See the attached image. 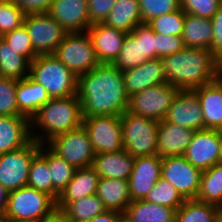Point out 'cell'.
<instances>
[{"instance_id":"6da1fadb","label":"cell","mask_w":222,"mask_h":222,"mask_svg":"<svg viewBox=\"0 0 222 222\" xmlns=\"http://www.w3.org/2000/svg\"><path fill=\"white\" fill-rule=\"evenodd\" d=\"M77 95L83 117L121 116L128 109L123 74L113 64L100 63L79 76Z\"/></svg>"},{"instance_id":"7a4b0ae2","label":"cell","mask_w":222,"mask_h":222,"mask_svg":"<svg viewBox=\"0 0 222 222\" xmlns=\"http://www.w3.org/2000/svg\"><path fill=\"white\" fill-rule=\"evenodd\" d=\"M160 61L167 83L179 90H194L217 78L218 59L210 49L185 47Z\"/></svg>"},{"instance_id":"3957f363","label":"cell","mask_w":222,"mask_h":222,"mask_svg":"<svg viewBox=\"0 0 222 222\" xmlns=\"http://www.w3.org/2000/svg\"><path fill=\"white\" fill-rule=\"evenodd\" d=\"M30 125L32 139L40 144L81 127L83 116L78 95L50 99L30 118Z\"/></svg>"},{"instance_id":"277c9868","label":"cell","mask_w":222,"mask_h":222,"mask_svg":"<svg viewBox=\"0 0 222 222\" xmlns=\"http://www.w3.org/2000/svg\"><path fill=\"white\" fill-rule=\"evenodd\" d=\"M29 76L47 90L50 99L77 94L78 77L54 54L37 56L30 63Z\"/></svg>"},{"instance_id":"5b68a950","label":"cell","mask_w":222,"mask_h":222,"mask_svg":"<svg viewBox=\"0 0 222 222\" xmlns=\"http://www.w3.org/2000/svg\"><path fill=\"white\" fill-rule=\"evenodd\" d=\"M56 201L29 186L8 192L4 216L14 221L42 222L54 209Z\"/></svg>"},{"instance_id":"8992f818","label":"cell","mask_w":222,"mask_h":222,"mask_svg":"<svg viewBox=\"0 0 222 222\" xmlns=\"http://www.w3.org/2000/svg\"><path fill=\"white\" fill-rule=\"evenodd\" d=\"M124 149L133 157L155 155L158 120L126 111L120 116Z\"/></svg>"},{"instance_id":"52a82bcc","label":"cell","mask_w":222,"mask_h":222,"mask_svg":"<svg viewBox=\"0 0 222 222\" xmlns=\"http://www.w3.org/2000/svg\"><path fill=\"white\" fill-rule=\"evenodd\" d=\"M54 55L76 77L88 73L100 64L87 31L66 33Z\"/></svg>"},{"instance_id":"ba28073f","label":"cell","mask_w":222,"mask_h":222,"mask_svg":"<svg viewBox=\"0 0 222 222\" xmlns=\"http://www.w3.org/2000/svg\"><path fill=\"white\" fill-rule=\"evenodd\" d=\"M46 146L76 169L93 164L95 153L88 132L83 125L75 130L57 135Z\"/></svg>"},{"instance_id":"9c48e42d","label":"cell","mask_w":222,"mask_h":222,"mask_svg":"<svg viewBox=\"0 0 222 222\" xmlns=\"http://www.w3.org/2000/svg\"><path fill=\"white\" fill-rule=\"evenodd\" d=\"M40 143L32 140L23 148L0 154V183L7 192L27 186L31 161Z\"/></svg>"},{"instance_id":"30bf717a","label":"cell","mask_w":222,"mask_h":222,"mask_svg":"<svg viewBox=\"0 0 222 222\" xmlns=\"http://www.w3.org/2000/svg\"><path fill=\"white\" fill-rule=\"evenodd\" d=\"M179 91L169 83L149 87L129 97L127 111L162 121Z\"/></svg>"},{"instance_id":"8fae6325","label":"cell","mask_w":222,"mask_h":222,"mask_svg":"<svg viewBox=\"0 0 222 222\" xmlns=\"http://www.w3.org/2000/svg\"><path fill=\"white\" fill-rule=\"evenodd\" d=\"M24 25L38 56L54 54L66 35V31L48 13L26 14Z\"/></svg>"},{"instance_id":"7c38bea8","label":"cell","mask_w":222,"mask_h":222,"mask_svg":"<svg viewBox=\"0 0 222 222\" xmlns=\"http://www.w3.org/2000/svg\"><path fill=\"white\" fill-rule=\"evenodd\" d=\"M95 154L118 152L124 149L120 116L83 117Z\"/></svg>"},{"instance_id":"4fadbf2b","label":"cell","mask_w":222,"mask_h":222,"mask_svg":"<svg viewBox=\"0 0 222 222\" xmlns=\"http://www.w3.org/2000/svg\"><path fill=\"white\" fill-rule=\"evenodd\" d=\"M161 177L169 181L184 199H196L202 171L194 167L184 156L161 158Z\"/></svg>"},{"instance_id":"5bb4252c","label":"cell","mask_w":222,"mask_h":222,"mask_svg":"<svg viewBox=\"0 0 222 222\" xmlns=\"http://www.w3.org/2000/svg\"><path fill=\"white\" fill-rule=\"evenodd\" d=\"M184 157L201 171L220 163V130L195 131Z\"/></svg>"},{"instance_id":"9a60e30c","label":"cell","mask_w":222,"mask_h":222,"mask_svg":"<svg viewBox=\"0 0 222 222\" xmlns=\"http://www.w3.org/2000/svg\"><path fill=\"white\" fill-rule=\"evenodd\" d=\"M163 120L194 131L204 130L203 113L196 92L180 90Z\"/></svg>"},{"instance_id":"2e32d148","label":"cell","mask_w":222,"mask_h":222,"mask_svg":"<svg viewBox=\"0 0 222 222\" xmlns=\"http://www.w3.org/2000/svg\"><path fill=\"white\" fill-rule=\"evenodd\" d=\"M161 171V157L157 154L135 157L133 169L128 179L131 200H144L148 192L161 178Z\"/></svg>"},{"instance_id":"e0dca14e","label":"cell","mask_w":222,"mask_h":222,"mask_svg":"<svg viewBox=\"0 0 222 222\" xmlns=\"http://www.w3.org/2000/svg\"><path fill=\"white\" fill-rule=\"evenodd\" d=\"M47 13L66 33L85 32L92 25L89 20L87 0H52Z\"/></svg>"},{"instance_id":"ac0fdd59","label":"cell","mask_w":222,"mask_h":222,"mask_svg":"<svg viewBox=\"0 0 222 222\" xmlns=\"http://www.w3.org/2000/svg\"><path fill=\"white\" fill-rule=\"evenodd\" d=\"M194 132L172 122L159 121L156 154L161 158L184 156Z\"/></svg>"},{"instance_id":"d6986e66","label":"cell","mask_w":222,"mask_h":222,"mask_svg":"<svg viewBox=\"0 0 222 222\" xmlns=\"http://www.w3.org/2000/svg\"><path fill=\"white\" fill-rule=\"evenodd\" d=\"M87 32L99 62L112 64L121 51L127 33L104 23L92 24Z\"/></svg>"},{"instance_id":"ffe728a7","label":"cell","mask_w":222,"mask_h":222,"mask_svg":"<svg viewBox=\"0 0 222 222\" xmlns=\"http://www.w3.org/2000/svg\"><path fill=\"white\" fill-rule=\"evenodd\" d=\"M128 97L149 87L167 83L160 58L149 59L142 65L122 72Z\"/></svg>"},{"instance_id":"44dd1931","label":"cell","mask_w":222,"mask_h":222,"mask_svg":"<svg viewBox=\"0 0 222 222\" xmlns=\"http://www.w3.org/2000/svg\"><path fill=\"white\" fill-rule=\"evenodd\" d=\"M32 140L30 118L0 116V154L21 149Z\"/></svg>"},{"instance_id":"7402d4cb","label":"cell","mask_w":222,"mask_h":222,"mask_svg":"<svg viewBox=\"0 0 222 222\" xmlns=\"http://www.w3.org/2000/svg\"><path fill=\"white\" fill-rule=\"evenodd\" d=\"M194 91L202 109L204 129L222 130V82L216 78Z\"/></svg>"},{"instance_id":"603a6c76","label":"cell","mask_w":222,"mask_h":222,"mask_svg":"<svg viewBox=\"0 0 222 222\" xmlns=\"http://www.w3.org/2000/svg\"><path fill=\"white\" fill-rule=\"evenodd\" d=\"M99 180L92 166L76 169L72 180L60 193L56 208L64 210L71 202L96 194Z\"/></svg>"},{"instance_id":"cb8c5ba5","label":"cell","mask_w":222,"mask_h":222,"mask_svg":"<svg viewBox=\"0 0 222 222\" xmlns=\"http://www.w3.org/2000/svg\"><path fill=\"white\" fill-rule=\"evenodd\" d=\"M135 157L125 149L118 152L95 154L92 167L100 178H118L128 180Z\"/></svg>"},{"instance_id":"d4e9b609","label":"cell","mask_w":222,"mask_h":222,"mask_svg":"<svg viewBox=\"0 0 222 222\" xmlns=\"http://www.w3.org/2000/svg\"><path fill=\"white\" fill-rule=\"evenodd\" d=\"M96 195L107 210L124 213L132 201L129 191V181L118 178H100Z\"/></svg>"},{"instance_id":"484cf974","label":"cell","mask_w":222,"mask_h":222,"mask_svg":"<svg viewBox=\"0 0 222 222\" xmlns=\"http://www.w3.org/2000/svg\"><path fill=\"white\" fill-rule=\"evenodd\" d=\"M16 100L19 111L31 118L50 97L47 90L41 84L34 81L30 76L18 80L16 87Z\"/></svg>"},{"instance_id":"4316f807","label":"cell","mask_w":222,"mask_h":222,"mask_svg":"<svg viewBox=\"0 0 222 222\" xmlns=\"http://www.w3.org/2000/svg\"><path fill=\"white\" fill-rule=\"evenodd\" d=\"M176 210L145 200L131 201L124 212L125 222H175Z\"/></svg>"},{"instance_id":"83f0119b","label":"cell","mask_w":222,"mask_h":222,"mask_svg":"<svg viewBox=\"0 0 222 222\" xmlns=\"http://www.w3.org/2000/svg\"><path fill=\"white\" fill-rule=\"evenodd\" d=\"M182 39L185 47L211 50L213 40L211 19L185 13Z\"/></svg>"},{"instance_id":"f1b7e54d","label":"cell","mask_w":222,"mask_h":222,"mask_svg":"<svg viewBox=\"0 0 222 222\" xmlns=\"http://www.w3.org/2000/svg\"><path fill=\"white\" fill-rule=\"evenodd\" d=\"M103 23L108 27L131 33L137 25L142 23L139 1L116 0Z\"/></svg>"},{"instance_id":"f546056e","label":"cell","mask_w":222,"mask_h":222,"mask_svg":"<svg viewBox=\"0 0 222 222\" xmlns=\"http://www.w3.org/2000/svg\"><path fill=\"white\" fill-rule=\"evenodd\" d=\"M27 186L50 195L55 201L58 200L60 194L52 186L50 170L47 166L46 144H40L39 152L31 161Z\"/></svg>"},{"instance_id":"4dcf8cb0","label":"cell","mask_w":222,"mask_h":222,"mask_svg":"<svg viewBox=\"0 0 222 222\" xmlns=\"http://www.w3.org/2000/svg\"><path fill=\"white\" fill-rule=\"evenodd\" d=\"M197 200L222 206V163L202 171Z\"/></svg>"},{"instance_id":"1f68e13d","label":"cell","mask_w":222,"mask_h":222,"mask_svg":"<svg viewBox=\"0 0 222 222\" xmlns=\"http://www.w3.org/2000/svg\"><path fill=\"white\" fill-rule=\"evenodd\" d=\"M30 62L0 37V76L21 80L29 76Z\"/></svg>"},{"instance_id":"d6a6232c","label":"cell","mask_w":222,"mask_h":222,"mask_svg":"<svg viewBox=\"0 0 222 222\" xmlns=\"http://www.w3.org/2000/svg\"><path fill=\"white\" fill-rule=\"evenodd\" d=\"M219 207L199 201L185 199L184 203L176 210L175 222H215Z\"/></svg>"},{"instance_id":"836d02e7","label":"cell","mask_w":222,"mask_h":222,"mask_svg":"<svg viewBox=\"0 0 222 222\" xmlns=\"http://www.w3.org/2000/svg\"><path fill=\"white\" fill-rule=\"evenodd\" d=\"M148 60L147 57H143L142 37H134L131 33H127L121 51L112 64L123 72L138 67Z\"/></svg>"},{"instance_id":"e575fe53","label":"cell","mask_w":222,"mask_h":222,"mask_svg":"<svg viewBox=\"0 0 222 222\" xmlns=\"http://www.w3.org/2000/svg\"><path fill=\"white\" fill-rule=\"evenodd\" d=\"M106 210L103 202L96 194L73 201L64 209L74 222H87Z\"/></svg>"},{"instance_id":"d590c367","label":"cell","mask_w":222,"mask_h":222,"mask_svg":"<svg viewBox=\"0 0 222 222\" xmlns=\"http://www.w3.org/2000/svg\"><path fill=\"white\" fill-rule=\"evenodd\" d=\"M47 166L53 188L60 194L72 180L76 168L47 146Z\"/></svg>"},{"instance_id":"8d00e7d4","label":"cell","mask_w":222,"mask_h":222,"mask_svg":"<svg viewBox=\"0 0 222 222\" xmlns=\"http://www.w3.org/2000/svg\"><path fill=\"white\" fill-rule=\"evenodd\" d=\"M153 204H160L177 210L185 201L177 189L162 177L152 187L144 199Z\"/></svg>"},{"instance_id":"74e56055","label":"cell","mask_w":222,"mask_h":222,"mask_svg":"<svg viewBox=\"0 0 222 222\" xmlns=\"http://www.w3.org/2000/svg\"><path fill=\"white\" fill-rule=\"evenodd\" d=\"M185 12L180 8L172 13L158 16L150 20L147 24L152 30L164 36L175 35L182 37L184 27Z\"/></svg>"},{"instance_id":"f35d334b","label":"cell","mask_w":222,"mask_h":222,"mask_svg":"<svg viewBox=\"0 0 222 222\" xmlns=\"http://www.w3.org/2000/svg\"><path fill=\"white\" fill-rule=\"evenodd\" d=\"M1 38L10 48H13L15 52L25 57L30 63L38 56L34 51L31 38L24 24L4 34Z\"/></svg>"},{"instance_id":"ab89813d","label":"cell","mask_w":222,"mask_h":222,"mask_svg":"<svg viewBox=\"0 0 222 222\" xmlns=\"http://www.w3.org/2000/svg\"><path fill=\"white\" fill-rule=\"evenodd\" d=\"M18 80L0 76V116H24L16 100Z\"/></svg>"},{"instance_id":"60d3db41","label":"cell","mask_w":222,"mask_h":222,"mask_svg":"<svg viewBox=\"0 0 222 222\" xmlns=\"http://www.w3.org/2000/svg\"><path fill=\"white\" fill-rule=\"evenodd\" d=\"M142 23L179 10L180 0H138Z\"/></svg>"},{"instance_id":"b9f144b4","label":"cell","mask_w":222,"mask_h":222,"mask_svg":"<svg viewBox=\"0 0 222 222\" xmlns=\"http://www.w3.org/2000/svg\"><path fill=\"white\" fill-rule=\"evenodd\" d=\"M25 16L13 1L0 3V37L22 26Z\"/></svg>"},{"instance_id":"7bdbcfd3","label":"cell","mask_w":222,"mask_h":222,"mask_svg":"<svg viewBox=\"0 0 222 222\" xmlns=\"http://www.w3.org/2000/svg\"><path fill=\"white\" fill-rule=\"evenodd\" d=\"M222 4V0H180V7L185 13L212 19Z\"/></svg>"},{"instance_id":"ee69618b","label":"cell","mask_w":222,"mask_h":222,"mask_svg":"<svg viewBox=\"0 0 222 222\" xmlns=\"http://www.w3.org/2000/svg\"><path fill=\"white\" fill-rule=\"evenodd\" d=\"M131 34L134 37H142L143 57L148 59L156 58V38L155 32L147 23L137 25Z\"/></svg>"},{"instance_id":"f6af8a7d","label":"cell","mask_w":222,"mask_h":222,"mask_svg":"<svg viewBox=\"0 0 222 222\" xmlns=\"http://www.w3.org/2000/svg\"><path fill=\"white\" fill-rule=\"evenodd\" d=\"M156 38V58H161L174 54L185 48L183 39L180 36H164L155 32Z\"/></svg>"},{"instance_id":"bcb514c9","label":"cell","mask_w":222,"mask_h":222,"mask_svg":"<svg viewBox=\"0 0 222 222\" xmlns=\"http://www.w3.org/2000/svg\"><path fill=\"white\" fill-rule=\"evenodd\" d=\"M89 20L92 24L103 23L116 0H87Z\"/></svg>"},{"instance_id":"7dc6e473","label":"cell","mask_w":222,"mask_h":222,"mask_svg":"<svg viewBox=\"0 0 222 222\" xmlns=\"http://www.w3.org/2000/svg\"><path fill=\"white\" fill-rule=\"evenodd\" d=\"M213 27V40L211 52L219 59L222 56V4L211 19Z\"/></svg>"},{"instance_id":"c3c4849f","label":"cell","mask_w":222,"mask_h":222,"mask_svg":"<svg viewBox=\"0 0 222 222\" xmlns=\"http://www.w3.org/2000/svg\"><path fill=\"white\" fill-rule=\"evenodd\" d=\"M13 1L25 14L30 13H47L52 0H11Z\"/></svg>"},{"instance_id":"681fc988","label":"cell","mask_w":222,"mask_h":222,"mask_svg":"<svg viewBox=\"0 0 222 222\" xmlns=\"http://www.w3.org/2000/svg\"><path fill=\"white\" fill-rule=\"evenodd\" d=\"M87 222H125V217L122 212L106 210L104 213L93 217Z\"/></svg>"},{"instance_id":"f907efd6","label":"cell","mask_w":222,"mask_h":222,"mask_svg":"<svg viewBox=\"0 0 222 222\" xmlns=\"http://www.w3.org/2000/svg\"><path fill=\"white\" fill-rule=\"evenodd\" d=\"M42 222H74L64 210L55 208Z\"/></svg>"},{"instance_id":"816d5d0a","label":"cell","mask_w":222,"mask_h":222,"mask_svg":"<svg viewBox=\"0 0 222 222\" xmlns=\"http://www.w3.org/2000/svg\"><path fill=\"white\" fill-rule=\"evenodd\" d=\"M8 192L0 183V215H4L7 207Z\"/></svg>"},{"instance_id":"f5cc1de1","label":"cell","mask_w":222,"mask_h":222,"mask_svg":"<svg viewBox=\"0 0 222 222\" xmlns=\"http://www.w3.org/2000/svg\"><path fill=\"white\" fill-rule=\"evenodd\" d=\"M217 79L222 82V56L218 59Z\"/></svg>"},{"instance_id":"db71d44e","label":"cell","mask_w":222,"mask_h":222,"mask_svg":"<svg viewBox=\"0 0 222 222\" xmlns=\"http://www.w3.org/2000/svg\"><path fill=\"white\" fill-rule=\"evenodd\" d=\"M215 222H222V206H219L218 212L216 214Z\"/></svg>"},{"instance_id":"11a10c76","label":"cell","mask_w":222,"mask_h":222,"mask_svg":"<svg viewBox=\"0 0 222 222\" xmlns=\"http://www.w3.org/2000/svg\"><path fill=\"white\" fill-rule=\"evenodd\" d=\"M220 163H222V130H220Z\"/></svg>"},{"instance_id":"9f6ffc18","label":"cell","mask_w":222,"mask_h":222,"mask_svg":"<svg viewBox=\"0 0 222 222\" xmlns=\"http://www.w3.org/2000/svg\"><path fill=\"white\" fill-rule=\"evenodd\" d=\"M0 222H9V219L4 215H0Z\"/></svg>"},{"instance_id":"6f0895ef","label":"cell","mask_w":222,"mask_h":222,"mask_svg":"<svg viewBox=\"0 0 222 222\" xmlns=\"http://www.w3.org/2000/svg\"><path fill=\"white\" fill-rule=\"evenodd\" d=\"M11 0H0V3L10 2Z\"/></svg>"},{"instance_id":"680465c9","label":"cell","mask_w":222,"mask_h":222,"mask_svg":"<svg viewBox=\"0 0 222 222\" xmlns=\"http://www.w3.org/2000/svg\"><path fill=\"white\" fill-rule=\"evenodd\" d=\"M9 222H24V221H14V220L9 219Z\"/></svg>"}]
</instances>
